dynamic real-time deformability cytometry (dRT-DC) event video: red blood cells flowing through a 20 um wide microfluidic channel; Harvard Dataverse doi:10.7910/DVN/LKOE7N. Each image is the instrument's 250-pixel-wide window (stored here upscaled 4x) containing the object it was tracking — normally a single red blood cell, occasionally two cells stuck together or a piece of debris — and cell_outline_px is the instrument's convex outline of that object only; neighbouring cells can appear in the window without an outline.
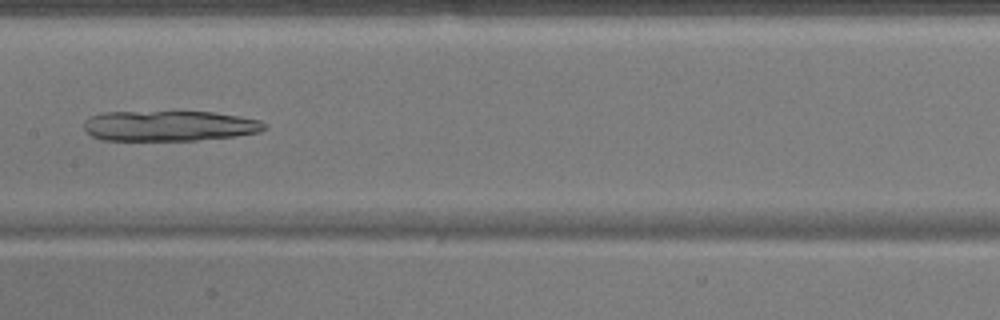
{"species": "common noctule bat (a hibernating species)", "species_latin": "Nyctalus noctula", "temperature_condition": "warm", "stored_images_in_passage": 50, "camera_frame_rate_fps": 3000, "um_per_image_px": 0.085, "animal": {"sex": "male", "body_mass_g": 17.9}, "frame": {"image": 1, "passage_image": 26, "time_ms": 8.333, "image_size_px": [1000, 320], "cell_outline_px": [[268, 128], [260, 132], [236, 136], [196, 140], [100, 140], [92, 136], [84, 128], [84, 120], [100, 112], [212, 112], [240, 116], [260, 120], [268, 124]], "centroid_in_image_um": [14.43, 10.7], "position_along_channel_um": 193.0, "area_um2": 32.14}}
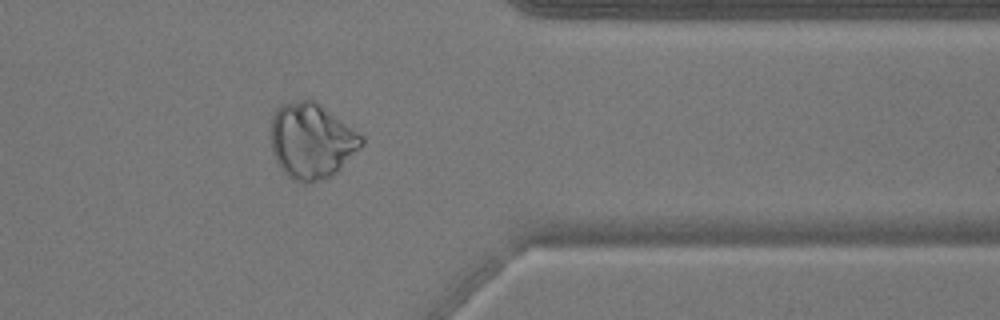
{"frame": {"image": 2, "passage_image": 41, "time_ms": 13.333, "image_size_px": [1000, 320], "cell_outline_px": [[364, 144], [336, 172], [328, 176], [308, 184], [300, 184], [292, 180], [280, 168], [272, 152], [272, 116], [276, 108], [280, 104], [308, 96], [364, 136]], "centroid_in_image_um": [26.46, 11.95], "position_along_channel_um": 384.9, "area_um2": 40.06}}
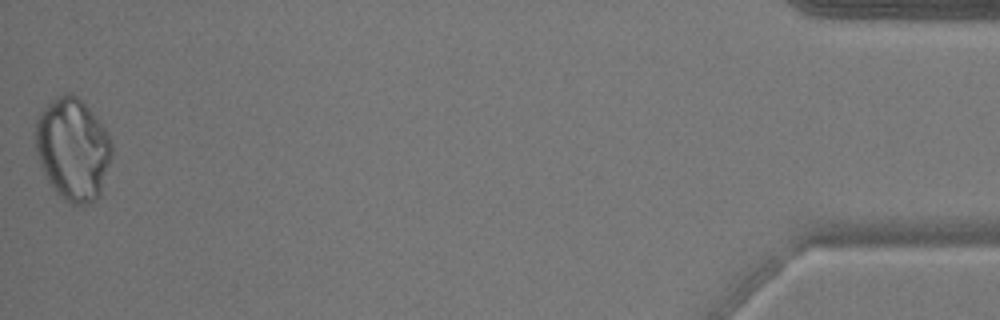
{"frame": {"image": 3, "passage_image": 50, "time_ms": 16.333, "image_size_px": [1000, 320], "cell_outline_px": [[112, 156], [100, 196], [96, 200], [88, 204], [72, 204], [64, 200], [52, 188], [40, 164], [36, 148], [36, 120], [40, 112], [56, 96], [64, 92], [68, 92], [76, 96], [96, 116], [104, 128], [112, 144]], "centroid_in_image_um": [6.2, 12.69], "position_along_channel_um": 429.0, "area_um2": 45.37}}